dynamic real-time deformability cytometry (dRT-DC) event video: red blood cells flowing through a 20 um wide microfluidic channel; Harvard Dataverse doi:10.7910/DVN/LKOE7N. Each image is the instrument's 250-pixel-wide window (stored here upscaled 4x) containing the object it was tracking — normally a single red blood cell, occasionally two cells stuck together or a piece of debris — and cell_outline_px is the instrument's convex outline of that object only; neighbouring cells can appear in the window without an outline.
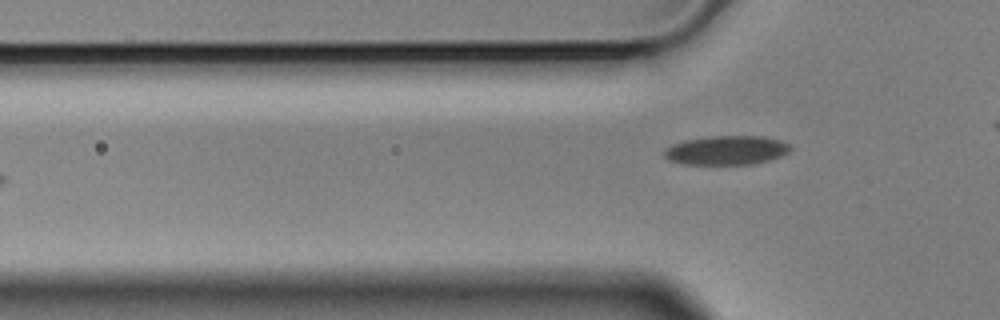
{"species": "Egyptian fruit bat (a non-hibernating species)", "species_latin": "Rousettus aegyptiacus", "temperature_condition": "cold", "stored_images_in_passage": 5, "camera_frame_rate_fps": 3000, "um_per_image_px": 0.085, "animal": {"sex": "male"}, "frame": {"image": 1, "passage_image": 5, "time_ms": 1.333, "image_size_px": [1000, 320], "cell_outline_px": [[792, 148], [788, 152], [780, 156], [768, 160], [752, 164], [684, 164], [668, 160], [664, 156], [664, 148], [672, 144], [684, 140], [708, 136], [764, 136], [780, 140], [788, 144]], "centroid_in_image_um": [61.72, 12.76], "position_along_channel_um": 64.1, "area_um2": 21.44}}